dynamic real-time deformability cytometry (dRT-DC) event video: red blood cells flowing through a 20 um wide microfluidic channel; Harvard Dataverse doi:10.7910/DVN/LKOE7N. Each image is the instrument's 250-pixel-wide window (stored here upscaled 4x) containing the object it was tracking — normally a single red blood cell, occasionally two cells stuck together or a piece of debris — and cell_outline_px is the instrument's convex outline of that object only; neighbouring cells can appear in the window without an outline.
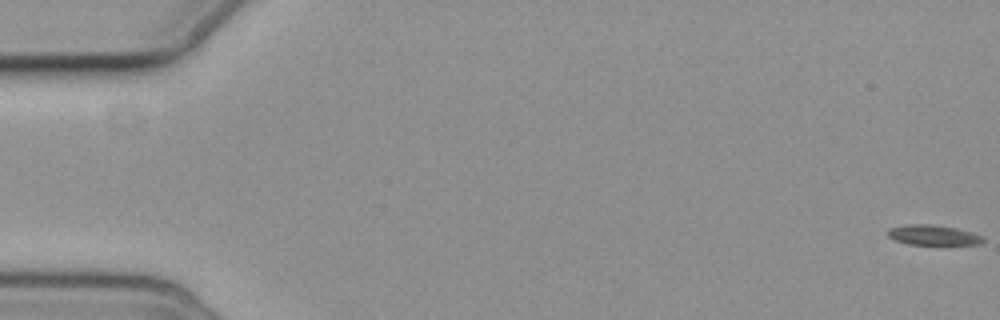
{"species": "common noctule bat (a hibernating species)", "species_latin": "Nyctalus noctula", "temperature_condition": "cold", "stored_images_in_passage": 6, "camera_frame_rate_fps": 3000, "um_per_image_px": 0.085, "animal": {"sex": "female", "body_mass_g": 19.3, "forearm_length_mm": 54.1}, "frame": {"image": 1, "passage_image": 1, "time_ms": 0.0, "image_size_px": [1000, 320], "cell_outline_px": [[984, 240], [980, 244], [908, 244], [896, 240], [888, 236], [888, 228], [908, 224], [932, 224], [956, 228], [972, 232], [984, 236]], "centroid_in_image_um": [79.33, 19.97], "position_along_channel_um": 5.7, "area_um2": 11.1}}